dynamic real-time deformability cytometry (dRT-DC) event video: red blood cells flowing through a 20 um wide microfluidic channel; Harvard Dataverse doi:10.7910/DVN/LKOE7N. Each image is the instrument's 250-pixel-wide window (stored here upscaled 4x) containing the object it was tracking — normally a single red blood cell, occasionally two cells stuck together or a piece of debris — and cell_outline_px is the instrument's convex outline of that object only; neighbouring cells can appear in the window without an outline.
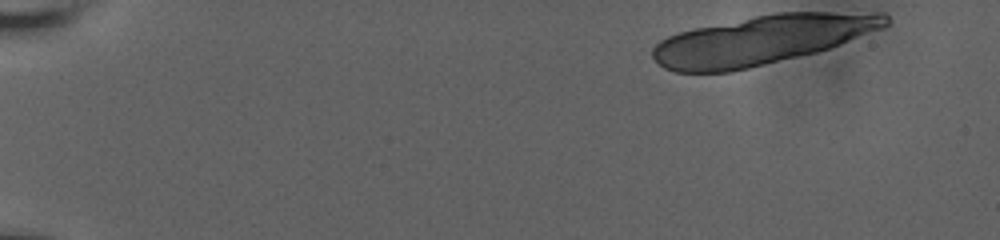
{"species": "human", "species_latin": "Homo sapiens", "temperature_condition": "room temperature", "stored_images_in_passage": 19, "camera_frame_rate_fps": 3000, "um_per_image_px": 0.085, "donor": {"sex": "male"}, "frame": {"image": 1, "passage_image": 1, "time_ms": 0.0, "image_size_px": [1000, 240], "cell_outline_px": [[888, 24], [884, 28], [840, 44], [816, 52], [732, 72], [676, 72], [664, 68], [652, 56], [652, 48], [660, 40], [668, 36], [680, 32], [696, 28], [776, 12], [884, 12], [888, 16]], "centroid_in_image_um": [64.78, 3.39], "position_along_channel_um": 20.2, "area_um2": 66.24}}